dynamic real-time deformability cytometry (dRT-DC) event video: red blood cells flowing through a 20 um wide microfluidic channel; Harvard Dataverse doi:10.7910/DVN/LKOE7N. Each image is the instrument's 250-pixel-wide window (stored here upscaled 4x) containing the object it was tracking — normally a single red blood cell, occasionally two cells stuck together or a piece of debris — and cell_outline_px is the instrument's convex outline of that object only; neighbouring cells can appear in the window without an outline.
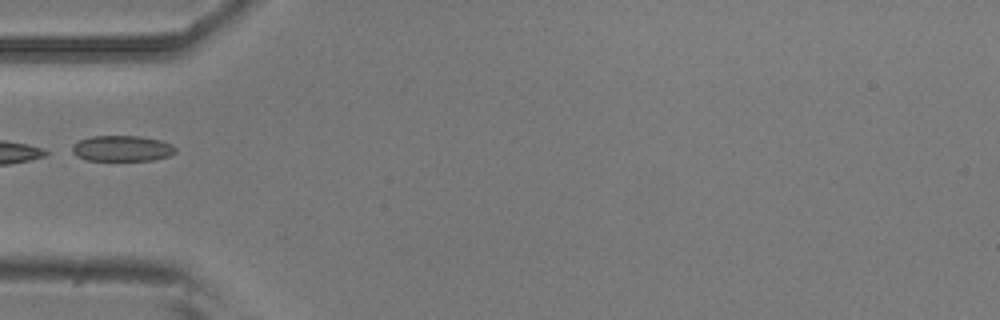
{"species": "common noctule bat (a hibernating species)", "species_latin": "Nyctalus noctula", "temperature_condition": "room temperature", "stored_images_in_passage": 5, "camera_frame_rate_fps": 3000, "um_per_image_px": 0.085, "animal": {"sex": "male", "body_mass_g": 20.5, "forearm_length_mm": 52.5}, "frame": {"image": 1, "passage_image": 5, "time_ms": 1.333, "image_size_px": [1000, 320], "cell_outline_px": [[176, 152], [168, 156], [152, 160], [88, 160], [76, 156], [72, 152], [72, 144], [80, 140], [92, 136], [144, 136], [160, 140], [172, 144], [176, 148]], "centroid_in_image_um": [10.38, 12.61], "position_along_channel_um": 74.6, "area_um2": 15.55}}